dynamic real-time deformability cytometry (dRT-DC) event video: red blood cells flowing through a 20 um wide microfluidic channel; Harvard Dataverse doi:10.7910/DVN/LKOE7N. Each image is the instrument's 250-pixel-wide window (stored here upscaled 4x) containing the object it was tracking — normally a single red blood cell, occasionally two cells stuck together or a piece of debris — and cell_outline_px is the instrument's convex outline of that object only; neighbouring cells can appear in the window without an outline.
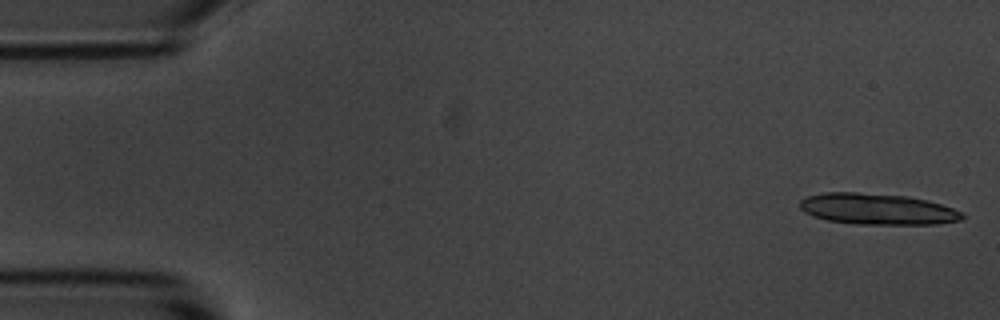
{"species": "common noctule bat (a hibernating species)", "species_latin": "Nyctalus noctula", "temperature_condition": "room temperature", "stored_images_in_passage": 5, "segment_of_instrument_passage": [1, 2], "camera_frame_rate_fps": 3000, "um_per_image_px": 0.085, "animal": {"sex": "male", "body_mass_g": 20.1, "forearm_length_mm": 53.5}, "frame": {"image": 1, "passage_image": 1, "time_ms": 0.0, "image_size_px": [1000, 320], "cell_outline_px": [[964, 216], [960, 220], [936, 224], [852, 224], [828, 220], [804, 212], [800, 208], [800, 200], [808, 196], [824, 192], [856, 192], [908, 196], [928, 200], [952, 208], [960, 212]], "centroid_in_image_um": [74.56, 17.76], "position_along_channel_um": 10.4, "area_um2": 29.3}}